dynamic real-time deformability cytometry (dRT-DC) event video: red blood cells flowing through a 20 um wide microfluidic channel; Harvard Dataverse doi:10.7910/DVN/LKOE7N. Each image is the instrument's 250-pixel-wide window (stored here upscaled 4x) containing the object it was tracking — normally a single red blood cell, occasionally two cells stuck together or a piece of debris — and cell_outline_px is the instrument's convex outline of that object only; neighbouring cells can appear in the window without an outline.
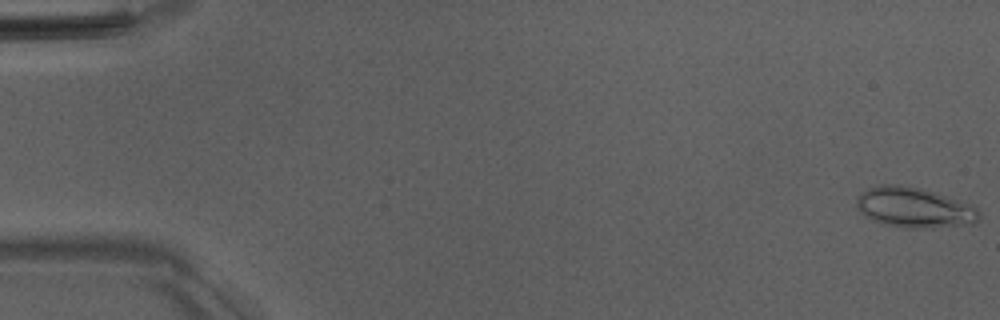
{"species": "Egyptian fruit bat (a non-hibernating species)", "species_latin": "Rousettus aegyptiacus", "temperature_condition": "room temperature", "stored_images_in_passage": 52, "camera_frame_rate_fps": 3000, "um_per_image_px": 0.085, "animal": {"sex": "male"}, "frame": {"image": 1, "passage_image": 1, "time_ms": 0.0, "image_size_px": [1000, 320], "cell_outline_px": [[980, 220], [972, 224], [932, 228], [904, 228], [880, 224], [864, 216], [856, 208], [856, 200], [860, 192], [868, 188], [880, 184], [900, 184], [920, 188], [944, 196], [976, 208], [980, 212]], "centroid_in_image_um": [77.63, 17.66], "position_along_channel_um": 7.4, "area_um2": 28.84}}
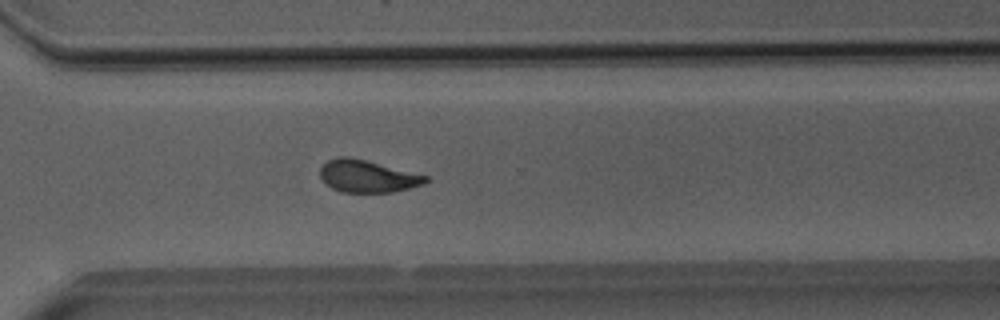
{"frame": {"image": 2, "passage_image": 38, "time_ms": 12.333, "image_size_px": [1000, 320], "cell_outline_px": [[428, 180], [424, 184], [392, 192], [340, 192], [332, 188], [320, 176], [320, 168], [328, 160], [336, 156], [348, 156], [428, 176]], "centroid_in_image_um": [31.21, 14.98], "position_along_channel_um": 339.4, "area_um2": 19.54}}
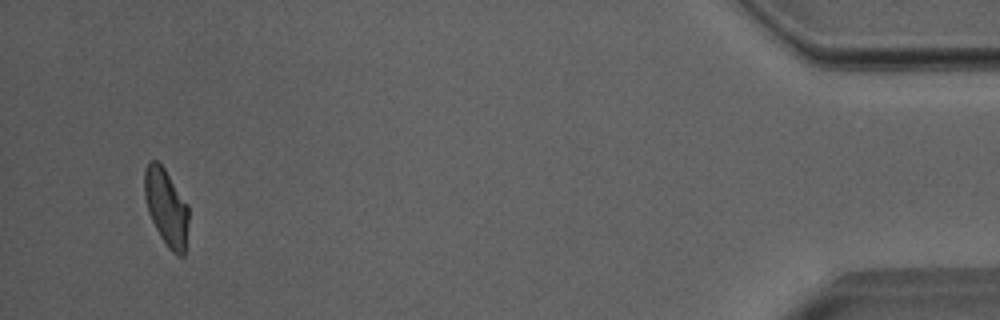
{"frame": {"image": 3, "passage_image": 50, "time_ms": 16.333, "image_size_px": [1000, 320], "cell_outline_px": [[188, 220], [184, 256], [180, 256], [172, 252], [168, 248], [160, 236], [148, 212], [144, 196], [144, 168], [152, 160], [156, 160], [164, 168], [188, 204]], "centroid_in_image_um": [14.12, 17.62], "position_along_channel_um": 421.1, "area_um2": 19.65}, "authors_computed_cell_mechanics": {"area_um2": 20.4323, "velocity_mm_per_s": 3.9791, "shape_relaxation_time_tau1_ms": 3.3371, "shape_relaxation_time_tau2_ms": 1.1968, "deformation_change_tau1": 0.1487, "deformation_change_tau2": 0.0831}}